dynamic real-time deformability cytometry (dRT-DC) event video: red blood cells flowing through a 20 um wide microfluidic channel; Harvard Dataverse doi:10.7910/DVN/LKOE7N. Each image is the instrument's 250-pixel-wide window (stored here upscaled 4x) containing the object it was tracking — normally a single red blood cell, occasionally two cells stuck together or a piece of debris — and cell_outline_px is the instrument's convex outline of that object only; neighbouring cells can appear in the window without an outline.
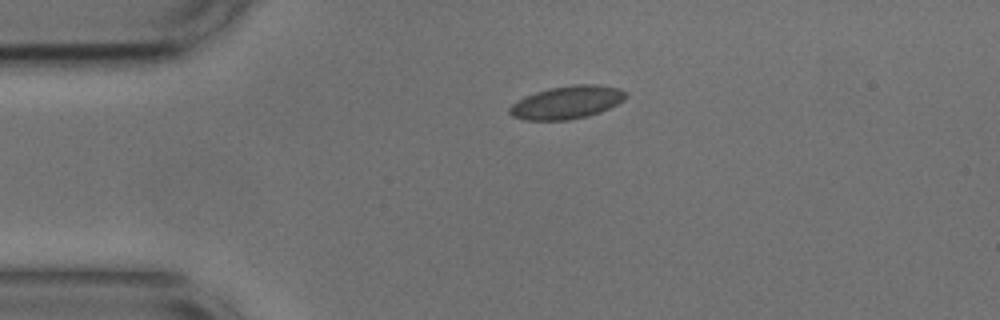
{"species": "common noctule bat (a hibernating species)", "species_latin": "Nyctalus noctula", "temperature_condition": "cold", "stored_images_in_passage": 43, "camera_frame_rate_fps": 3000, "um_per_image_px": 0.085, "animal": {"sex": "male", "body_mass_g": 17.9, "forearm_length_mm": 54.2}, "frame": {"image": 1, "passage_image": 1, "time_ms": 0.0, "image_size_px": [1000, 320], "cell_outline_px": [[628, 96], [624, 100], [600, 112], [588, 116], [568, 120], [524, 120], [512, 116], [508, 112], [508, 108], [516, 100], [524, 96], [548, 88], [572, 84], [596, 84], [620, 88], [628, 92]], "centroid_in_image_um": [48.18, 8.69], "position_along_channel_um": 36.8, "area_um2": 22.6}}
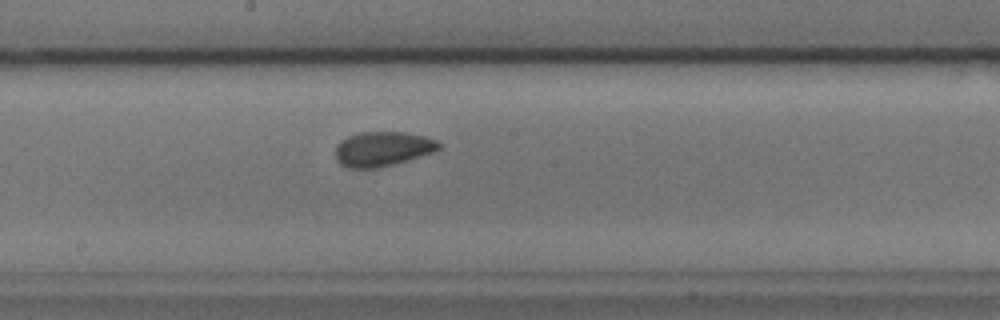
{"frame": {"image": 2, "passage_image": 18, "time_ms": 5.667, "image_size_px": [1000, 320], "cell_outline_px": [[440, 148], [432, 152], [392, 164], [376, 168], [348, 168], [340, 164], [336, 160], [336, 144], [340, 140], [348, 136], [360, 132], [408, 132], [440, 140]], "centroid_in_image_um": [32.5, 12.64], "position_along_channel_um": 215.7, "area_um2": 20.87}}
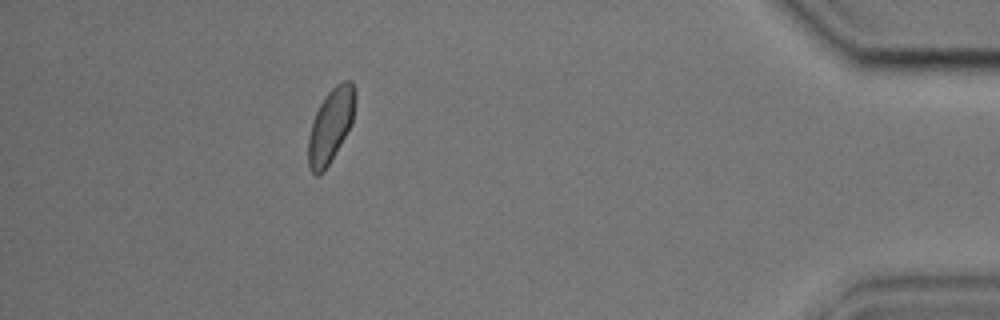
{"frame": {"image": 3, "passage_image": 38, "time_ms": 12.333, "image_size_px": [1000, 320], "cell_outline_px": [[356, 100], [352, 124], [324, 172], [320, 176], [316, 176], [308, 168], [308, 140], [312, 120], [324, 96], [336, 84], [344, 80], [352, 80], [356, 92]], "centroid_in_image_um": [28.11, 10.66], "position_along_channel_um": 407.1, "area_um2": 20.46}, "authors_computed_cell_mechanics": {"area_um2": 20.4612, "velocity_mm_per_s": 3.6796, "shape_relaxation_time_tau1_ms": 4.8452, "shape_relaxation_time_tau2_ms": 1.3582, "deformation_change_tau1": 0.1275, "deformation_change_tau2": 0.0487}}